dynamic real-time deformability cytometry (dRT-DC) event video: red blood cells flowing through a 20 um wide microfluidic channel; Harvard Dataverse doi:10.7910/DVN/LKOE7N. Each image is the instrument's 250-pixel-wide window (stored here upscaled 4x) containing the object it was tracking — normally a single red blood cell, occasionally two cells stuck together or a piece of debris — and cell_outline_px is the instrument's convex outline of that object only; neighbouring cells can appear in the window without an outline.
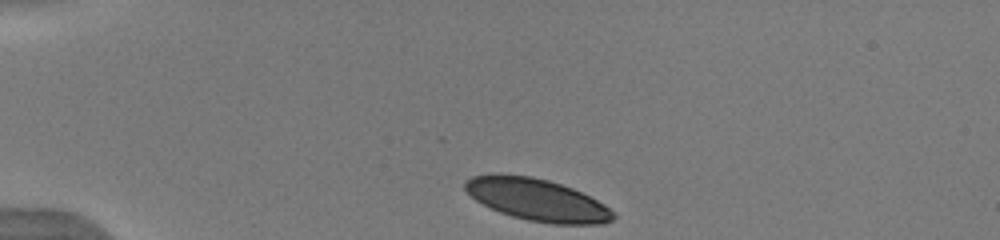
{"species": "human", "species_latin": "Homo sapiens", "temperature_condition": "warm", "stored_images_in_passage": 41, "camera_frame_rate_fps": 3000, "um_per_image_px": 0.085, "donor": {"sex": "male"}, "frame": {"image": 1, "passage_image": 1, "time_ms": 0.0, "image_size_px": [1000, 240], "cell_outline_px": [[616, 216], [612, 220], [604, 224], [552, 224], [528, 220], [512, 216], [500, 212], [476, 200], [464, 188], [464, 180], [472, 176], [496, 172], [532, 176], [548, 180], [572, 188], [604, 204]], "centroid_in_image_um": [45.61, 16.96], "position_along_channel_um": 39.4, "area_um2": 36.36}}
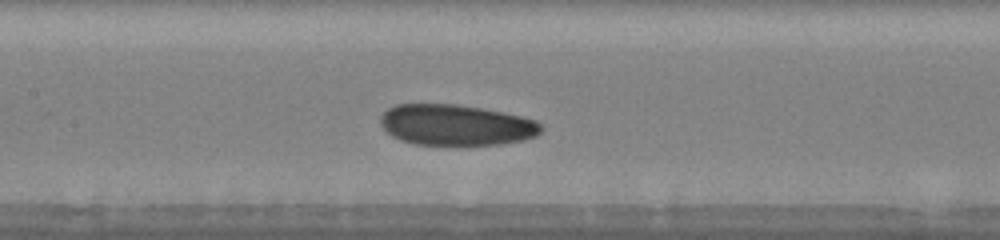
{"frame": {"image": 2, "passage_image": 15, "time_ms": 4.667, "image_size_px": [1000, 240], "cell_outline_px": [[544, 128], [536, 136], [524, 140], [500, 144], [416, 144], [400, 140], [392, 136], [380, 124], [380, 116], [388, 108], [396, 104], [456, 104], [504, 112], [536, 120]], "centroid_in_image_um": [38.76, 10.61], "position_along_channel_um": 168.6, "area_um2": 38.15}}
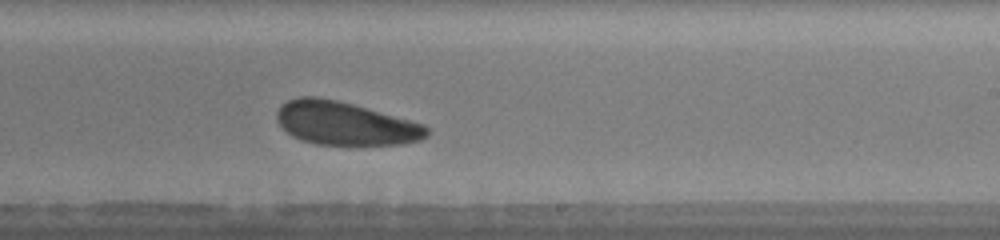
{"frame": {"image": 3, "passage_image": 22, "time_ms": 7.0, "image_size_px": [1000, 240], "cell_outline_px": [[428, 136], [420, 140], [404, 144], [316, 144], [300, 140], [292, 136], [276, 120], [276, 112], [280, 104], [288, 100], [300, 96], [316, 96], [336, 100], [352, 104], [424, 124], [428, 128]], "centroid_in_image_um": [29.3, 10.48], "position_along_channel_um": 259.7, "area_um2": 37.63}, "authors_computed_cell_mechanics": {"area_um2": 37.9746, "velocity_mm_per_s": 3.9056, "shape_relaxation_time_tau1_ms": 1.47, "shape_relaxation_time_tau2_ms": null, "deformation_change_tau1": 0.078, "deformation_change_tau2": null}}